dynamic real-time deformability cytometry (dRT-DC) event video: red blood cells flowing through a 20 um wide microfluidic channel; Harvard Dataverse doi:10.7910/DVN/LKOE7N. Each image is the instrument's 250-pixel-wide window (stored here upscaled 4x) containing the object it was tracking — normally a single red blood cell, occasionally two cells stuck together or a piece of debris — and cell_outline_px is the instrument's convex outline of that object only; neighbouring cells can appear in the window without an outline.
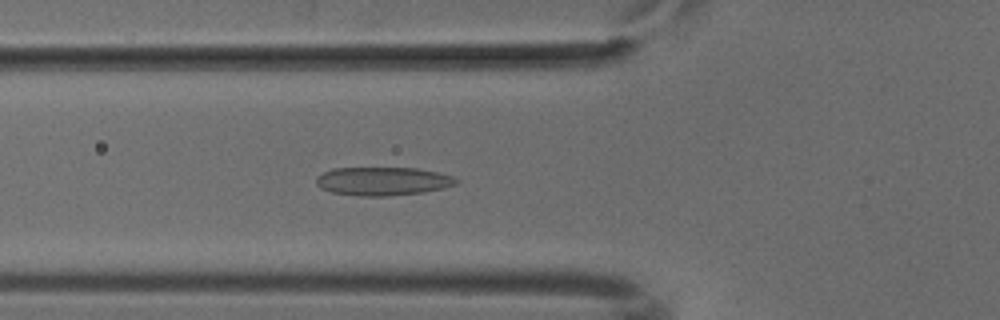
{"species": "common noctule bat (a hibernating species)", "species_latin": "Nyctalus noctula", "temperature_condition": "cold", "stored_images_in_passage": 49, "camera_frame_rate_fps": 3000, "um_per_image_px": 0.085, "animal": {"sex": "male", "body_mass_g": 18.8}, "frame": {"image": 1, "passage_image": 16, "time_ms": 5.0, "image_size_px": [1000, 320], "cell_outline_px": [[460, 180], [456, 184], [444, 188], [424, 192], [388, 196], [356, 196], [332, 192], [320, 188], [316, 184], [316, 176], [332, 168], [416, 168], [436, 172], [452, 176]], "centroid_in_image_um": [32.52, 15.41], "position_along_channel_um": 93.3, "area_um2": 23.29}}
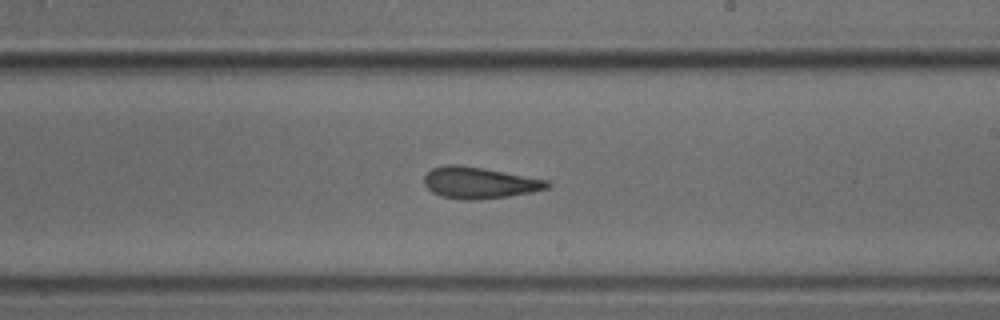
{"frame": {"image": 2, "passage_image": 28, "time_ms": 9.0, "image_size_px": [1000, 320], "cell_outline_px": [[552, 184], [548, 188], [532, 192], [508, 196], [476, 200], [460, 200], [440, 196], [432, 192], [424, 184], [424, 176], [432, 168], [448, 164], [460, 164], [548, 180]], "centroid_in_image_um": [40.72, 15.54], "position_along_channel_um": 248.3, "area_um2": 22.6}}
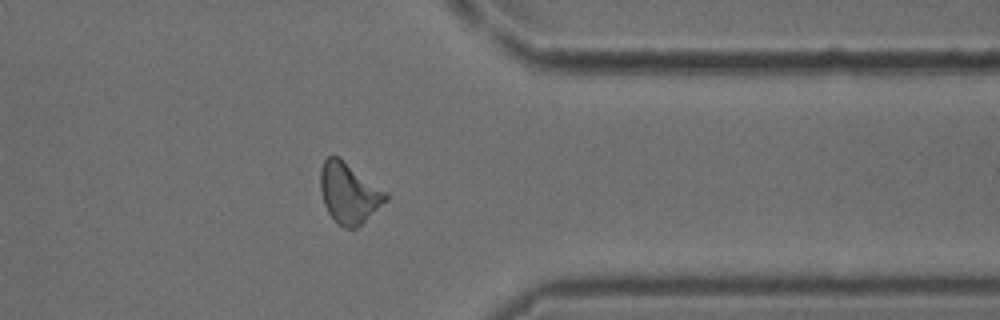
{"frame": {"image": 3, "passage_image": 39, "time_ms": 12.667, "image_size_px": [1000, 320], "cell_outline_px": [[388, 200], [356, 228], [344, 228], [328, 212], [324, 204], [320, 188], [320, 172], [324, 160], [328, 156], [340, 156], [388, 192]], "centroid_in_image_um": [29.68, 16.37], "position_along_channel_um": 381.7, "area_um2": 23.12}}